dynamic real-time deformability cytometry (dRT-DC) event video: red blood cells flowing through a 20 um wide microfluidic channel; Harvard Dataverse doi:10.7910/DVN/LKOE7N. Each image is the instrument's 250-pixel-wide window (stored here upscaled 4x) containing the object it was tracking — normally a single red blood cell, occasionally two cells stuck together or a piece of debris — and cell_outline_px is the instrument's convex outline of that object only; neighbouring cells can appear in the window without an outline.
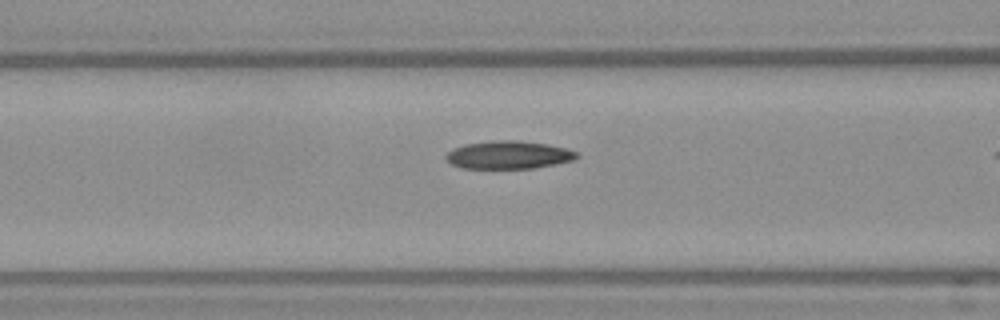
{"species": "Egyptian fruit bat (a non-hibernating species)", "species_latin": "Rousettus aegyptiacus", "temperature_condition": "warm", "stored_images_in_passage": 6, "camera_frame_rate_fps": 3000, "um_per_image_px": 0.085, "frame": {"image": 1, "passage_image": 5, "time_ms": 1.333, "image_size_px": [1000, 320], "cell_outline_px": [[580, 156], [572, 160], [556, 164], [532, 168], [460, 168], [452, 164], [444, 156], [452, 148], [464, 144], [492, 140], [520, 140], [548, 144], [564, 148], [576, 152]], "centroid_in_image_um": [43.2, 13.16], "position_along_channel_um": 123.4, "area_um2": 21.33}}